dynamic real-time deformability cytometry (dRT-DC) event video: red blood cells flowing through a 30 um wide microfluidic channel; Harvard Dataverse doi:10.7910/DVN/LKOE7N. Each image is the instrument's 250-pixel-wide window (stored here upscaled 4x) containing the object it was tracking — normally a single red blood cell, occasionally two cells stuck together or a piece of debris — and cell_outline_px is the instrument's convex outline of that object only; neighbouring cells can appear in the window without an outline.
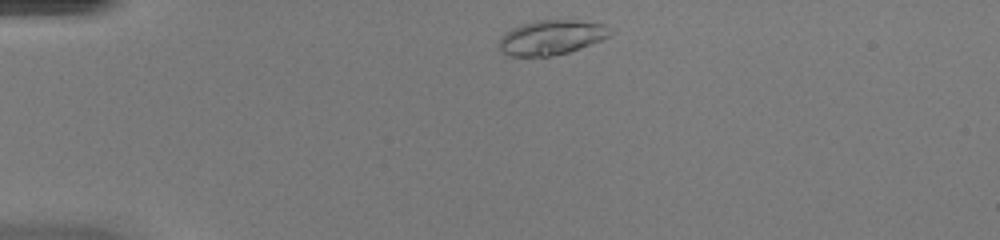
{"species": "common noctule bat (a hibernating species)", "species_latin": "Nyctalus noctula", "temperature_condition": "warm", "stored_images_in_passage": 39, "camera_frame_rate_fps": 3000, "um_per_image_px": 0.085, "animal": {"sex": "female", "body_mass_g": 20.0, "forearm_length_mm": 54.0}, "frame": {"image": 1, "passage_image": 2, "time_ms": 0.333, "image_size_px": [1000, 240], "cell_outline_px": [[616, 32], [612, 36], [580, 48], [568, 52], [548, 56], [508, 56], [500, 52], [496, 44], [500, 36], [504, 32], [520, 24], [532, 20], [572, 20], [604, 24]], "centroid_in_image_um": [46.82, 3.18], "position_along_channel_um": 38.2, "area_um2": 22.95}}
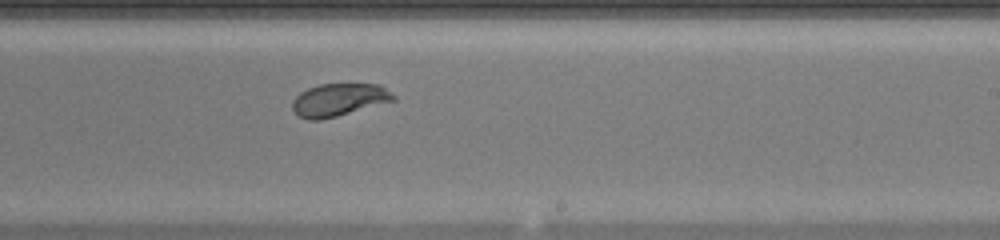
{"frame": {"image": 2, "passage_image": 21, "time_ms": 6.667, "image_size_px": [1000, 240], "cell_outline_px": [[396, 100], [336, 116], [320, 120], [308, 120], [300, 116], [292, 108], [292, 100], [300, 92], [308, 88], [320, 84], [380, 84], [396, 96]], "centroid_in_image_um": [28.8, 8.47], "position_along_channel_um": 260.2, "area_um2": 19.13}}
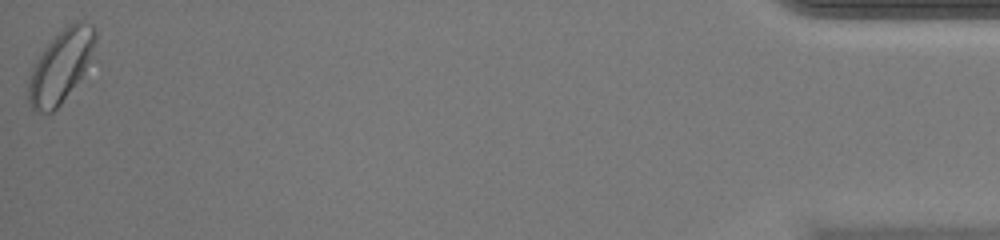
{"frame": {"image": 3, "passage_image": 39, "time_ms": 12.667, "image_size_px": [1000, 240], "cell_outline_px": [[96, 36], [92, 56], [84, 72], [60, 104], [52, 112], [36, 112], [32, 108], [28, 100], [28, 80], [32, 68], [44, 48], [68, 24], [76, 20], [92, 24], [96, 32]], "centroid_in_image_um": [5.16, 5.62], "position_along_channel_um": 430.0, "area_um2": 27.63}, "authors_computed_cell_mechanics": {"area_um2": 20.3456, "velocity_mm_per_s": 4.2905, "shape_relaxation_time_tau1_ms": 1.3761, "shape_relaxation_time_tau2_ms": null, "deformation_change_tau1": 0.0927, "deformation_change_tau2": null}}